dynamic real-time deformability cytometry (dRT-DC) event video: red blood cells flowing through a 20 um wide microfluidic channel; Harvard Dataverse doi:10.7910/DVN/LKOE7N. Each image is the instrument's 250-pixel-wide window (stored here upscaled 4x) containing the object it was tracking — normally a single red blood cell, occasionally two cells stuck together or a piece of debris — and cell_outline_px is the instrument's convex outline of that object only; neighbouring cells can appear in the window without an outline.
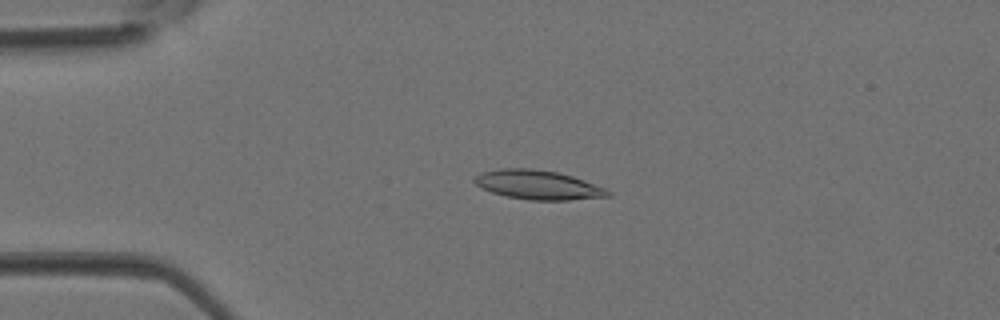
{"species": "Egyptian fruit bat (a non-hibernating species)", "species_latin": "Rousettus aegyptiacus", "temperature_condition": "room temperature", "stored_images_in_passage": 3, "camera_frame_rate_fps": 3000, "um_per_image_px": 0.085, "animal": {"sex": "female"}, "frame": {"image": 1, "passage_image": 2, "time_ms": 0.333, "image_size_px": [1000, 320], "cell_outline_px": [[612, 196], [568, 200], [528, 200], [508, 196], [492, 192], [476, 184], [472, 180], [472, 176], [480, 172], [500, 168], [532, 168], [556, 172], [572, 176], [608, 188], [612, 192]], "centroid_in_image_um": [45.75, 15.7], "position_along_channel_um": 39.3, "area_um2": 22.89}}